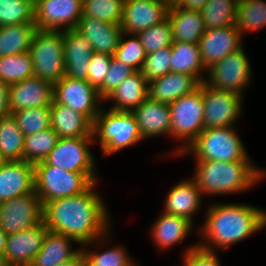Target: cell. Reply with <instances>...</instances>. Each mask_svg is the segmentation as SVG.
I'll list each match as a JSON object with an SVG mask.
<instances>
[{
    "instance_id": "32",
    "label": "cell",
    "mask_w": 266,
    "mask_h": 266,
    "mask_svg": "<svg viewBox=\"0 0 266 266\" xmlns=\"http://www.w3.org/2000/svg\"><path fill=\"white\" fill-rule=\"evenodd\" d=\"M24 138L12 114L0 118V154L6 161L23 160Z\"/></svg>"
},
{
    "instance_id": "34",
    "label": "cell",
    "mask_w": 266,
    "mask_h": 266,
    "mask_svg": "<svg viewBox=\"0 0 266 266\" xmlns=\"http://www.w3.org/2000/svg\"><path fill=\"white\" fill-rule=\"evenodd\" d=\"M237 0H208L201 15L206 29L235 25Z\"/></svg>"
},
{
    "instance_id": "47",
    "label": "cell",
    "mask_w": 266,
    "mask_h": 266,
    "mask_svg": "<svg viewBox=\"0 0 266 266\" xmlns=\"http://www.w3.org/2000/svg\"><path fill=\"white\" fill-rule=\"evenodd\" d=\"M9 87V84L0 81V118L11 114L9 107Z\"/></svg>"
},
{
    "instance_id": "10",
    "label": "cell",
    "mask_w": 266,
    "mask_h": 266,
    "mask_svg": "<svg viewBox=\"0 0 266 266\" xmlns=\"http://www.w3.org/2000/svg\"><path fill=\"white\" fill-rule=\"evenodd\" d=\"M54 101L85 115L94 123L104 100L87 80L64 76L54 85Z\"/></svg>"
},
{
    "instance_id": "13",
    "label": "cell",
    "mask_w": 266,
    "mask_h": 266,
    "mask_svg": "<svg viewBox=\"0 0 266 266\" xmlns=\"http://www.w3.org/2000/svg\"><path fill=\"white\" fill-rule=\"evenodd\" d=\"M94 141V136L59 137L55 147L43 161L66 171L95 172V160L89 148Z\"/></svg>"
},
{
    "instance_id": "20",
    "label": "cell",
    "mask_w": 266,
    "mask_h": 266,
    "mask_svg": "<svg viewBox=\"0 0 266 266\" xmlns=\"http://www.w3.org/2000/svg\"><path fill=\"white\" fill-rule=\"evenodd\" d=\"M65 76L88 80L93 49L89 41L75 29L63 34Z\"/></svg>"
},
{
    "instance_id": "52",
    "label": "cell",
    "mask_w": 266,
    "mask_h": 266,
    "mask_svg": "<svg viewBox=\"0 0 266 266\" xmlns=\"http://www.w3.org/2000/svg\"><path fill=\"white\" fill-rule=\"evenodd\" d=\"M6 162V160L2 157L0 154V168L3 166V164Z\"/></svg>"
},
{
    "instance_id": "39",
    "label": "cell",
    "mask_w": 266,
    "mask_h": 266,
    "mask_svg": "<svg viewBox=\"0 0 266 266\" xmlns=\"http://www.w3.org/2000/svg\"><path fill=\"white\" fill-rule=\"evenodd\" d=\"M34 22V0H0V27Z\"/></svg>"
},
{
    "instance_id": "26",
    "label": "cell",
    "mask_w": 266,
    "mask_h": 266,
    "mask_svg": "<svg viewBox=\"0 0 266 266\" xmlns=\"http://www.w3.org/2000/svg\"><path fill=\"white\" fill-rule=\"evenodd\" d=\"M193 227V223L187 218L163 212L150 227V237L159 249H169L183 242Z\"/></svg>"
},
{
    "instance_id": "50",
    "label": "cell",
    "mask_w": 266,
    "mask_h": 266,
    "mask_svg": "<svg viewBox=\"0 0 266 266\" xmlns=\"http://www.w3.org/2000/svg\"><path fill=\"white\" fill-rule=\"evenodd\" d=\"M8 235L0 228V252L4 253Z\"/></svg>"
},
{
    "instance_id": "44",
    "label": "cell",
    "mask_w": 266,
    "mask_h": 266,
    "mask_svg": "<svg viewBox=\"0 0 266 266\" xmlns=\"http://www.w3.org/2000/svg\"><path fill=\"white\" fill-rule=\"evenodd\" d=\"M134 72L135 70L133 68L123 64L112 56L103 84L98 88L100 97L105 101V99L115 91L118 85Z\"/></svg>"
},
{
    "instance_id": "7",
    "label": "cell",
    "mask_w": 266,
    "mask_h": 266,
    "mask_svg": "<svg viewBox=\"0 0 266 266\" xmlns=\"http://www.w3.org/2000/svg\"><path fill=\"white\" fill-rule=\"evenodd\" d=\"M171 114V138L182 140L183 145L169 152L180 155L197 139L204 128V103L202 83L192 93L183 95L169 104Z\"/></svg>"
},
{
    "instance_id": "41",
    "label": "cell",
    "mask_w": 266,
    "mask_h": 266,
    "mask_svg": "<svg viewBox=\"0 0 266 266\" xmlns=\"http://www.w3.org/2000/svg\"><path fill=\"white\" fill-rule=\"evenodd\" d=\"M126 36L127 34L123 32L113 56L135 71H141L147 55L145 49L137 34H129V36L132 37L125 40L124 38Z\"/></svg>"
},
{
    "instance_id": "9",
    "label": "cell",
    "mask_w": 266,
    "mask_h": 266,
    "mask_svg": "<svg viewBox=\"0 0 266 266\" xmlns=\"http://www.w3.org/2000/svg\"><path fill=\"white\" fill-rule=\"evenodd\" d=\"M243 45L231 52L207 71L205 82L213 88L236 93L240 96L251 83V65Z\"/></svg>"
},
{
    "instance_id": "8",
    "label": "cell",
    "mask_w": 266,
    "mask_h": 266,
    "mask_svg": "<svg viewBox=\"0 0 266 266\" xmlns=\"http://www.w3.org/2000/svg\"><path fill=\"white\" fill-rule=\"evenodd\" d=\"M63 34L37 29L29 48L34 76L52 85L65 76Z\"/></svg>"
},
{
    "instance_id": "45",
    "label": "cell",
    "mask_w": 266,
    "mask_h": 266,
    "mask_svg": "<svg viewBox=\"0 0 266 266\" xmlns=\"http://www.w3.org/2000/svg\"><path fill=\"white\" fill-rule=\"evenodd\" d=\"M183 266H221L217 253L195 244L183 251Z\"/></svg>"
},
{
    "instance_id": "30",
    "label": "cell",
    "mask_w": 266,
    "mask_h": 266,
    "mask_svg": "<svg viewBox=\"0 0 266 266\" xmlns=\"http://www.w3.org/2000/svg\"><path fill=\"white\" fill-rule=\"evenodd\" d=\"M171 52L170 72L187 73L195 76L201 83L205 81V76H201V73L208 70L202 61L199 44L173 42Z\"/></svg>"
},
{
    "instance_id": "37",
    "label": "cell",
    "mask_w": 266,
    "mask_h": 266,
    "mask_svg": "<svg viewBox=\"0 0 266 266\" xmlns=\"http://www.w3.org/2000/svg\"><path fill=\"white\" fill-rule=\"evenodd\" d=\"M125 0H82V16L120 25Z\"/></svg>"
},
{
    "instance_id": "49",
    "label": "cell",
    "mask_w": 266,
    "mask_h": 266,
    "mask_svg": "<svg viewBox=\"0 0 266 266\" xmlns=\"http://www.w3.org/2000/svg\"><path fill=\"white\" fill-rule=\"evenodd\" d=\"M56 266H86L84 254L82 253V251H80L71 260L64 262V263H61V264L56 265Z\"/></svg>"
},
{
    "instance_id": "12",
    "label": "cell",
    "mask_w": 266,
    "mask_h": 266,
    "mask_svg": "<svg viewBox=\"0 0 266 266\" xmlns=\"http://www.w3.org/2000/svg\"><path fill=\"white\" fill-rule=\"evenodd\" d=\"M43 222V204L35 190L0 202V228L7 234L28 230Z\"/></svg>"
},
{
    "instance_id": "51",
    "label": "cell",
    "mask_w": 266,
    "mask_h": 266,
    "mask_svg": "<svg viewBox=\"0 0 266 266\" xmlns=\"http://www.w3.org/2000/svg\"><path fill=\"white\" fill-rule=\"evenodd\" d=\"M0 266H9L6 262L4 253L0 252Z\"/></svg>"
},
{
    "instance_id": "6",
    "label": "cell",
    "mask_w": 266,
    "mask_h": 266,
    "mask_svg": "<svg viewBox=\"0 0 266 266\" xmlns=\"http://www.w3.org/2000/svg\"><path fill=\"white\" fill-rule=\"evenodd\" d=\"M235 126L204 129L180 155L191 154L196 161H251Z\"/></svg>"
},
{
    "instance_id": "36",
    "label": "cell",
    "mask_w": 266,
    "mask_h": 266,
    "mask_svg": "<svg viewBox=\"0 0 266 266\" xmlns=\"http://www.w3.org/2000/svg\"><path fill=\"white\" fill-rule=\"evenodd\" d=\"M34 76L29 52L0 57V81L9 85Z\"/></svg>"
},
{
    "instance_id": "42",
    "label": "cell",
    "mask_w": 266,
    "mask_h": 266,
    "mask_svg": "<svg viewBox=\"0 0 266 266\" xmlns=\"http://www.w3.org/2000/svg\"><path fill=\"white\" fill-rule=\"evenodd\" d=\"M146 54L172 46L174 40L169 19L151 26L137 34Z\"/></svg>"
},
{
    "instance_id": "33",
    "label": "cell",
    "mask_w": 266,
    "mask_h": 266,
    "mask_svg": "<svg viewBox=\"0 0 266 266\" xmlns=\"http://www.w3.org/2000/svg\"><path fill=\"white\" fill-rule=\"evenodd\" d=\"M235 25L241 37L246 32L258 31L266 26L265 0H237Z\"/></svg>"
},
{
    "instance_id": "23",
    "label": "cell",
    "mask_w": 266,
    "mask_h": 266,
    "mask_svg": "<svg viewBox=\"0 0 266 266\" xmlns=\"http://www.w3.org/2000/svg\"><path fill=\"white\" fill-rule=\"evenodd\" d=\"M202 197L201 190L192 178L183 179L169 190L163 212L187 218L194 224L193 215L202 207Z\"/></svg>"
},
{
    "instance_id": "28",
    "label": "cell",
    "mask_w": 266,
    "mask_h": 266,
    "mask_svg": "<svg viewBox=\"0 0 266 266\" xmlns=\"http://www.w3.org/2000/svg\"><path fill=\"white\" fill-rule=\"evenodd\" d=\"M148 81L141 71H135L126 77L104 102L113 100L109 109L115 111H132L148 97Z\"/></svg>"
},
{
    "instance_id": "17",
    "label": "cell",
    "mask_w": 266,
    "mask_h": 266,
    "mask_svg": "<svg viewBox=\"0 0 266 266\" xmlns=\"http://www.w3.org/2000/svg\"><path fill=\"white\" fill-rule=\"evenodd\" d=\"M242 42L236 25L206 29L198 43L205 68L208 70L231 52L239 49L243 45Z\"/></svg>"
},
{
    "instance_id": "11",
    "label": "cell",
    "mask_w": 266,
    "mask_h": 266,
    "mask_svg": "<svg viewBox=\"0 0 266 266\" xmlns=\"http://www.w3.org/2000/svg\"><path fill=\"white\" fill-rule=\"evenodd\" d=\"M204 103V128H225L235 126L242 113L244 96L219 90L202 82Z\"/></svg>"
},
{
    "instance_id": "18",
    "label": "cell",
    "mask_w": 266,
    "mask_h": 266,
    "mask_svg": "<svg viewBox=\"0 0 266 266\" xmlns=\"http://www.w3.org/2000/svg\"><path fill=\"white\" fill-rule=\"evenodd\" d=\"M54 101V85L41 80L39 77H30L9 87L10 113L37 107H50Z\"/></svg>"
},
{
    "instance_id": "48",
    "label": "cell",
    "mask_w": 266,
    "mask_h": 266,
    "mask_svg": "<svg viewBox=\"0 0 266 266\" xmlns=\"http://www.w3.org/2000/svg\"><path fill=\"white\" fill-rule=\"evenodd\" d=\"M208 0H174L172 4L187 10L201 11Z\"/></svg>"
},
{
    "instance_id": "3",
    "label": "cell",
    "mask_w": 266,
    "mask_h": 266,
    "mask_svg": "<svg viewBox=\"0 0 266 266\" xmlns=\"http://www.w3.org/2000/svg\"><path fill=\"white\" fill-rule=\"evenodd\" d=\"M192 179L205 195L241 193L266 177L252 161H196Z\"/></svg>"
},
{
    "instance_id": "16",
    "label": "cell",
    "mask_w": 266,
    "mask_h": 266,
    "mask_svg": "<svg viewBox=\"0 0 266 266\" xmlns=\"http://www.w3.org/2000/svg\"><path fill=\"white\" fill-rule=\"evenodd\" d=\"M44 222L33 228L9 234L4 250L9 266H30L35 255L40 251L48 232Z\"/></svg>"
},
{
    "instance_id": "5",
    "label": "cell",
    "mask_w": 266,
    "mask_h": 266,
    "mask_svg": "<svg viewBox=\"0 0 266 266\" xmlns=\"http://www.w3.org/2000/svg\"><path fill=\"white\" fill-rule=\"evenodd\" d=\"M34 178L35 192L42 204L79 194L93 182H98L95 172L66 171L44 161L34 164Z\"/></svg>"
},
{
    "instance_id": "46",
    "label": "cell",
    "mask_w": 266,
    "mask_h": 266,
    "mask_svg": "<svg viewBox=\"0 0 266 266\" xmlns=\"http://www.w3.org/2000/svg\"><path fill=\"white\" fill-rule=\"evenodd\" d=\"M111 58L112 56L104 53L93 52L92 54L87 81L97 89L103 84Z\"/></svg>"
},
{
    "instance_id": "22",
    "label": "cell",
    "mask_w": 266,
    "mask_h": 266,
    "mask_svg": "<svg viewBox=\"0 0 266 266\" xmlns=\"http://www.w3.org/2000/svg\"><path fill=\"white\" fill-rule=\"evenodd\" d=\"M91 44L93 52L115 54L123 30L120 25L90 17H81L75 28Z\"/></svg>"
},
{
    "instance_id": "2",
    "label": "cell",
    "mask_w": 266,
    "mask_h": 266,
    "mask_svg": "<svg viewBox=\"0 0 266 266\" xmlns=\"http://www.w3.org/2000/svg\"><path fill=\"white\" fill-rule=\"evenodd\" d=\"M266 227V209L248 204L215 203L206 211L199 247L217 252L231 247Z\"/></svg>"
},
{
    "instance_id": "38",
    "label": "cell",
    "mask_w": 266,
    "mask_h": 266,
    "mask_svg": "<svg viewBox=\"0 0 266 266\" xmlns=\"http://www.w3.org/2000/svg\"><path fill=\"white\" fill-rule=\"evenodd\" d=\"M24 136L36 134L51 127L50 107L22 109L12 113Z\"/></svg>"
},
{
    "instance_id": "35",
    "label": "cell",
    "mask_w": 266,
    "mask_h": 266,
    "mask_svg": "<svg viewBox=\"0 0 266 266\" xmlns=\"http://www.w3.org/2000/svg\"><path fill=\"white\" fill-rule=\"evenodd\" d=\"M58 138V134L51 127L25 136L23 160L32 164L43 161L55 147Z\"/></svg>"
},
{
    "instance_id": "29",
    "label": "cell",
    "mask_w": 266,
    "mask_h": 266,
    "mask_svg": "<svg viewBox=\"0 0 266 266\" xmlns=\"http://www.w3.org/2000/svg\"><path fill=\"white\" fill-rule=\"evenodd\" d=\"M74 238L48 231L40 251L30 266H56L74 258L81 249H73Z\"/></svg>"
},
{
    "instance_id": "43",
    "label": "cell",
    "mask_w": 266,
    "mask_h": 266,
    "mask_svg": "<svg viewBox=\"0 0 266 266\" xmlns=\"http://www.w3.org/2000/svg\"><path fill=\"white\" fill-rule=\"evenodd\" d=\"M171 56V46L147 54L141 69L143 77L150 82L169 73Z\"/></svg>"
},
{
    "instance_id": "27",
    "label": "cell",
    "mask_w": 266,
    "mask_h": 266,
    "mask_svg": "<svg viewBox=\"0 0 266 266\" xmlns=\"http://www.w3.org/2000/svg\"><path fill=\"white\" fill-rule=\"evenodd\" d=\"M169 19L174 42L199 43L206 31L201 11L187 10L170 4Z\"/></svg>"
},
{
    "instance_id": "40",
    "label": "cell",
    "mask_w": 266,
    "mask_h": 266,
    "mask_svg": "<svg viewBox=\"0 0 266 266\" xmlns=\"http://www.w3.org/2000/svg\"><path fill=\"white\" fill-rule=\"evenodd\" d=\"M88 249L85 246L81 248L86 266H137L123 246H114L102 252Z\"/></svg>"
},
{
    "instance_id": "1",
    "label": "cell",
    "mask_w": 266,
    "mask_h": 266,
    "mask_svg": "<svg viewBox=\"0 0 266 266\" xmlns=\"http://www.w3.org/2000/svg\"><path fill=\"white\" fill-rule=\"evenodd\" d=\"M96 186L98 182H93L79 194L44 203L43 222L48 230L74 238L82 247L106 245L112 225Z\"/></svg>"
},
{
    "instance_id": "25",
    "label": "cell",
    "mask_w": 266,
    "mask_h": 266,
    "mask_svg": "<svg viewBox=\"0 0 266 266\" xmlns=\"http://www.w3.org/2000/svg\"><path fill=\"white\" fill-rule=\"evenodd\" d=\"M51 128L60 138L93 136V123L83 114L53 101L50 106Z\"/></svg>"
},
{
    "instance_id": "15",
    "label": "cell",
    "mask_w": 266,
    "mask_h": 266,
    "mask_svg": "<svg viewBox=\"0 0 266 266\" xmlns=\"http://www.w3.org/2000/svg\"><path fill=\"white\" fill-rule=\"evenodd\" d=\"M170 1L125 0L121 29L127 35L138 34L167 18Z\"/></svg>"
},
{
    "instance_id": "14",
    "label": "cell",
    "mask_w": 266,
    "mask_h": 266,
    "mask_svg": "<svg viewBox=\"0 0 266 266\" xmlns=\"http://www.w3.org/2000/svg\"><path fill=\"white\" fill-rule=\"evenodd\" d=\"M81 17L82 0H34V22L37 29H75Z\"/></svg>"
},
{
    "instance_id": "19",
    "label": "cell",
    "mask_w": 266,
    "mask_h": 266,
    "mask_svg": "<svg viewBox=\"0 0 266 266\" xmlns=\"http://www.w3.org/2000/svg\"><path fill=\"white\" fill-rule=\"evenodd\" d=\"M34 190V164L25 160L6 161L0 168V202Z\"/></svg>"
},
{
    "instance_id": "21",
    "label": "cell",
    "mask_w": 266,
    "mask_h": 266,
    "mask_svg": "<svg viewBox=\"0 0 266 266\" xmlns=\"http://www.w3.org/2000/svg\"><path fill=\"white\" fill-rule=\"evenodd\" d=\"M143 140L160 135L171 137V114L169 104L154 101L147 97L131 111Z\"/></svg>"
},
{
    "instance_id": "24",
    "label": "cell",
    "mask_w": 266,
    "mask_h": 266,
    "mask_svg": "<svg viewBox=\"0 0 266 266\" xmlns=\"http://www.w3.org/2000/svg\"><path fill=\"white\" fill-rule=\"evenodd\" d=\"M200 84L195 76L169 72L148 83V97L157 102L170 104L183 95L192 93Z\"/></svg>"
},
{
    "instance_id": "31",
    "label": "cell",
    "mask_w": 266,
    "mask_h": 266,
    "mask_svg": "<svg viewBox=\"0 0 266 266\" xmlns=\"http://www.w3.org/2000/svg\"><path fill=\"white\" fill-rule=\"evenodd\" d=\"M35 22L0 27V57L29 52L36 32Z\"/></svg>"
},
{
    "instance_id": "4",
    "label": "cell",
    "mask_w": 266,
    "mask_h": 266,
    "mask_svg": "<svg viewBox=\"0 0 266 266\" xmlns=\"http://www.w3.org/2000/svg\"><path fill=\"white\" fill-rule=\"evenodd\" d=\"M93 136L103 155H112L143 141L136 118L131 111L102 108L93 123Z\"/></svg>"
}]
</instances>
